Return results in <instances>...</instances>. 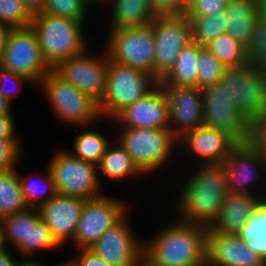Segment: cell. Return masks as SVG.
Returning a JSON list of instances; mask_svg holds the SVG:
<instances>
[{"mask_svg":"<svg viewBox=\"0 0 266 266\" xmlns=\"http://www.w3.org/2000/svg\"><path fill=\"white\" fill-rule=\"evenodd\" d=\"M190 0H149V7L155 17L185 15Z\"/></svg>","mask_w":266,"mask_h":266,"instance_id":"cell-41","label":"cell"},{"mask_svg":"<svg viewBox=\"0 0 266 266\" xmlns=\"http://www.w3.org/2000/svg\"><path fill=\"white\" fill-rule=\"evenodd\" d=\"M84 199L55 194L38 210L53 237L62 246L72 242L85 204Z\"/></svg>","mask_w":266,"mask_h":266,"instance_id":"cell-20","label":"cell"},{"mask_svg":"<svg viewBox=\"0 0 266 266\" xmlns=\"http://www.w3.org/2000/svg\"><path fill=\"white\" fill-rule=\"evenodd\" d=\"M169 100L158 84L150 93L122 109L112 121L122 128L169 129Z\"/></svg>","mask_w":266,"mask_h":266,"instance_id":"cell-17","label":"cell"},{"mask_svg":"<svg viewBox=\"0 0 266 266\" xmlns=\"http://www.w3.org/2000/svg\"><path fill=\"white\" fill-rule=\"evenodd\" d=\"M73 143L72 155L95 164L99 163L110 145L109 139L100 131L87 129L78 133Z\"/></svg>","mask_w":266,"mask_h":266,"instance_id":"cell-32","label":"cell"},{"mask_svg":"<svg viewBox=\"0 0 266 266\" xmlns=\"http://www.w3.org/2000/svg\"><path fill=\"white\" fill-rule=\"evenodd\" d=\"M77 255L66 260L68 266H112L89 249H77Z\"/></svg>","mask_w":266,"mask_h":266,"instance_id":"cell-44","label":"cell"},{"mask_svg":"<svg viewBox=\"0 0 266 266\" xmlns=\"http://www.w3.org/2000/svg\"><path fill=\"white\" fill-rule=\"evenodd\" d=\"M38 208L28 209L2 218L7 244L17 249L22 243H28L29 220L38 212Z\"/></svg>","mask_w":266,"mask_h":266,"instance_id":"cell-34","label":"cell"},{"mask_svg":"<svg viewBox=\"0 0 266 266\" xmlns=\"http://www.w3.org/2000/svg\"><path fill=\"white\" fill-rule=\"evenodd\" d=\"M238 236L266 262V199L257 205Z\"/></svg>","mask_w":266,"mask_h":266,"instance_id":"cell-28","label":"cell"},{"mask_svg":"<svg viewBox=\"0 0 266 266\" xmlns=\"http://www.w3.org/2000/svg\"><path fill=\"white\" fill-rule=\"evenodd\" d=\"M169 100V129L179 138L203 125V90L198 87L162 86Z\"/></svg>","mask_w":266,"mask_h":266,"instance_id":"cell-19","label":"cell"},{"mask_svg":"<svg viewBox=\"0 0 266 266\" xmlns=\"http://www.w3.org/2000/svg\"><path fill=\"white\" fill-rule=\"evenodd\" d=\"M155 38L153 76L160 82L172 69L180 52L192 42L186 15L156 17L152 21Z\"/></svg>","mask_w":266,"mask_h":266,"instance_id":"cell-10","label":"cell"},{"mask_svg":"<svg viewBox=\"0 0 266 266\" xmlns=\"http://www.w3.org/2000/svg\"><path fill=\"white\" fill-rule=\"evenodd\" d=\"M196 167L191 176L184 178L174 205L178 213L175 219L208 227L229 192L226 175L221 164H198Z\"/></svg>","mask_w":266,"mask_h":266,"instance_id":"cell-2","label":"cell"},{"mask_svg":"<svg viewBox=\"0 0 266 266\" xmlns=\"http://www.w3.org/2000/svg\"><path fill=\"white\" fill-rule=\"evenodd\" d=\"M38 86L56 118L64 124L91 127L102 118L95 100L59 78L52 70Z\"/></svg>","mask_w":266,"mask_h":266,"instance_id":"cell-6","label":"cell"},{"mask_svg":"<svg viewBox=\"0 0 266 266\" xmlns=\"http://www.w3.org/2000/svg\"><path fill=\"white\" fill-rule=\"evenodd\" d=\"M0 67L28 77L38 85L52 70L44 61L37 36L31 27L13 28Z\"/></svg>","mask_w":266,"mask_h":266,"instance_id":"cell-11","label":"cell"},{"mask_svg":"<svg viewBox=\"0 0 266 266\" xmlns=\"http://www.w3.org/2000/svg\"><path fill=\"white\" fill-rule=\"evenodd\" d=\"M207 232L176 219L144 241L143 256L155 266H207Z\"/></svg>","mask_w":266,"mask_h":266,"instance_id":"cell-1","label":"cell"},{"mask_svg":"<svg viewBox=\"0 0 266 266\" xmlns=\"http://www.w3.org/2000/svg\"><path fill=\"white\" fill-rule=\"evenodd\" d=\"M117 143L145 175L161 169L178 148V138L170 129L120 128ZM176 146V147H175ZM175 149V150H174Z\"/></svg>","mask_w":266,"mask_h":266,"instance_id":"cell-4","label":"cell"},{"mask_svg":"<svg viewBox=\"0 0 266 266\" xmlns=\"http://www.w3.org/2000/svg\"><path fill=\"white\" fill-rule=\"evenodd\" d=\"M33 15L22 0H0V21L12 28L30 27Z\"/></svg>","mask_w":266,"mask_h":266,"instance_id":"cell-38","label":"cell"},{"mask_svg":"<svg viewBox=\"0 0 266 266\" xmlns=\"http://www.w3.org/2000/svg\"><path fill=\"white\" fill-rule=\"evenodd\" d=\"M128 217L127 213L88 248L112 266H133L143 256L144 241L133 232Z\"/></svg>","mask_w":266,"mask_h":266,"instance_id":"cell-16","label":"cell"},{"mask_svg":"<svg viewBox=\"0 0 266 266\" xmlns=\"http://www.w3.org/2000/svg\"><path fill=\"white\" fill-rule=\"evenodd\" d=\"M202 90L203 124L227 132L238 143L248 142L251 122L234 105L220 85L213 84Z\"/></svg>","mask_w":266,"mask_h":266,"instance_id":"cell-15","label":"cell"},{"mask_svg":"<svg viewBox=\"0 0 266 266\" xmlns=\"http://www.w3.org/2000/svg\"><path fill=\"white\" fill-rule=\"evenodd\" d=\"M16 168L0 172V219L29 208Z\"/></svg>","mask_w":266,"mask_h":266,"instance_id":"cell-27","label":"cell"},{"mask_svg":"<svg viewBox=\"0 0 266 266\" xmlns=\"http://www.w3.org/2000/svg\"><path fill=\"white\" fill-rule=\"evenodd\" d=\"M27 82L31 85H35L28 77L0 67V95L7 99L11 104L13 103L12 100L14 99V96H17L16 94H18V92L15 91L19 89L18 87H21L22 83L25 84ZM12 85H14L15 89H12Z\"/></svg>","mask_w":266,"mask_h":266,"instance_id":"cell-40","label":"cell"},{"mask_svg":"<svg viewBox=\"0 0 266 266\" xmlns=\"http://www.w3.org/2000/svg\"><path fill=\"white\" fill-rule=\"evenodd\" d=\"M13 115L12 104L0 95V116Z\"/></svg>","mask_w":266,"mask_h":266,"instance_id":"cell-49","label":"cell"},{"mask_svg":"<svg viewBox=\"0 0 266 266\" xmlns=\"http://www.w3.org/2000/svg\"><path fill=\"white\" fill-rule=\"evenodd\" d=\"M97 166L98 175L101 174L107 180L119 181L129 176L134 178V176L144 175L117 142L113 147L111 144L107 147Z\"/></svg>","mask_w":266,"mask_h":266,"instance_id":"cell-26","label":"cell"},{"mask_svg":"<svg viewBox=\"0 0 266 266\" xmlns=\"http://www.w3.org/2000/svg\"><path fill=\"white\" fill-rule=\"evenodd\" d=\"M207 266H266L238 235L207 232Z\"/></svg>","mask_w":266,"mask_h":266,"instance_id":"cell-21","label":"cell"},{"mask_svg":"<svg viewBox=\"0 0 266 266\" xmlns=\"http://www.w3.org/2000/svg\"><path fill=\"white\" fill-rule=\"evenodd\" d=\"M206 47L227 68L248 65L247 47L227 32L218 35Z\"/></svg>","mask_w":266,"mask_h":266,"instance_id":"cell-29","label":"cell"},{"mask_svg":"<svg viewBox=\"0 0 266 266\" xmlns=\"http://www.w3.org/2000/svg\"><path fill=\"white\" fill-rule=\"evenodd\" d=\"M22 2L32 15L43 12L45 0H22Z\"/></svg>","mask_w":266,"mask_h":266,"instance_id":"cell-47","label":"cell"},{"mask_svg":"<svg viewBox=\"0 0 266 266\" xmlns=\"http://www.w3.org/2000/svg\"><path fill=\"white\" fill-rule=\"evenodd\" d=\"M248 142L266 160V116L251 121Z\"/></svg>","mask_w":266,"mask_h":266,"instance_id":"cell-43","label":"cell"},{"mask_svg":"<svg viewBox=\"0 0 266 266\" xmlns=\"http://www.w3.org/2000/svg\"><path fill=\"white\" fill-rule=\"evenodd\" d=\"M46 168V175L44 176L38 172L36 176L31 174L25 178L19 175L24 198L29 207L39 208L56 194L55 183L51 171L48 167ZM34 178L36 179L35 181ZM38 183L43 184L42 191H40L41 189Z\"/></svg>","mask_w":266,"mask_h":266,"instance_id":"cell-33","label":"cell"},{"mask_svg":"<svg viewBox=\"0 0 266 266\" xmlns=\"http://www.w3.org/2000/svg\"><path fill=\"white\" fill-rule=\"evenodd\" d=\"M108 35L103 48L110 61L153 76L155 38L152 22L136 28L109 30Z\"/></svg>","mask_w":266,"mask_h":266,"instance_id":"cell-9","label":"cell"},{"mask_svg":"<svg viewBox=\"0 0 266 266\" xmlns=\"http://www.w3.org/2000/svg\"><path fill=\"white\" fill-rule=\"evenodd\" d=\"M85 25L69 17L44 12L33 15L30 27L37 36L42 57L51 69L62 60L79 56L91 48Z\"/></svg>","mask_w":266,"mask_h":266,"instance_id":"cell-3","label":"cell"},{"mask_svg":"<svg viewBox=\"0 0 266 266\" xmlns=\"http://www.w3.org/2000/svg\"><path fill=\"white\" fill-rule=\"evenodd\" d=\"M12 30L13 28L10 25L0 21V62L5 52L9 33Z\"/></svg>","mask_w":266,"mask_h":266,"instance_id":"cell-46","label":"cell"},{"mask_svg":"<svg viewBox=\"0 0 266 266\" xmlns=\"http://www.w3.org/2000/svg\"><path fill=\"white\" fill-rule=\"evenodd\" d=\"M15 266H44L43 264H41L40 262H35V261H30L28 258V261H26V259L24 261H18L16 262ZM46 266V265H45Z\"/></svg>","mask_w":266,"mask_h":266,"instance_id":"cell-51","label":"cell"},{"mask_svg":"<svg viewBox=\"0 0 266 266\" xmlns=\"http://www.w3.org/2000/svg\"><path fill=\"white\" fill-rule=\"evenodd\" d=\"M229 0H190L186 16H208L224 12Z\"/></svg>","mask_w":266,"mask_h":266,"instance_id":"cell-42","label":"cell"},{"mask_svg":"<svg viewBox=\"0 0 266 266\" xmlns=\"http://www.w3.org/2000/svg\"><path fill=\"white\" fill-rule=\"evenodd\" d=\"M159 81L140 69L110 61L104 97L98 104L101 117L113 119L126 106L150 93Z\"/></svg>","mask_w":266,"mask_h":266,"instance_id":"cell-5","label":"cell"},{"mask_svg":"<svg viewBox=\"0 0 266 266\" xmlns=\"http://www.w3.org/2000/svg\"><path fill=\"white\" fill-rule=\"evenodd\" d=\"M22 148L20 139H0V172L17 166Z\"/></svg>","mask_w":266,"mask_h":266,"instance_id":"cell-39","label":"cell"},{"mask_svg":"<svg viewBox=\"0 0 266 266\" xmlns=\"http://www.w3.org/2000/svg\"><path fill=\"white\" fill-rule=\"evenodd\" d=\"M54 153L47 167L54 179L57 194L84 200L104 195L97 164L81 160L68 150L60 149Z\"/></svg>","mask_w":266,"mask_h":266,"instance_id":"cell-7","label":"cell"},{"mask_svg":"<svg viewBox=\"0 0 266 266\" xmlns=\"http://www.w3.org/2000/svg\"><path fill=\"white\" fill-rule=\"evenodd\" d=\"M266 9V0H229L227 33L249 46L254 33L255 23L260 14Z\"/></svg>","mask_w":266,"mask_h":266,"instance_id":"cell-23","label":"cell"},{"mask_svg":"<svg viewBox=\"0 0 266 266\" xmlns=\"http://www.w3.org/2000/svg\"><path fill=\"white\" fill-rule=\"evenodd\" d=\"M187 18L190 21L192 42L201 46L227 32L229 26L226 11L208 16H187Z\"/></svg>","mask_w":266,"mask_h":266,"instance_id":"cell-31","label":"cell"},{"mask_svg":"<svg viewBox=\"0 0 266 266\" xmlns=\"http://www.w3.org/2000/svg\"><path fill=\"white\" fill-rule=\"evenodd\" d=\"M200 45L191 42L178 55L174 66L159 82L161 86L197 87Z\"/></svg>","mask_w":266,"mask_h":266,"instance_id":"cell-25","label":"cell"},{"mask_svg":"<svg viewBox=\"0 0 266 266\" xmlns=\"http://www.w3.org/2000/svg\"><path fill=\"white\" fill-rule=\"evenodd\" d=\"M39 211L29 220L28 243H22L16 250L24 257H31L43 250L60 248Z\"/></svg>","mask_w":266,"mask_h":266,"instance_id":"cell-30","label":"cell"},{"mask_svg":"<svg viewBox=\"0 0 266 266\" xmlns=\"http://www.w3.org/2000/svg\"><path fill=\"white\" fill-rule=\"evenodd\" d=\"M237 144L227 132L204 124L178 138V147L198 158L199 165L221 164Z\"/></svg>","mask_w":266,"mask_h":266,"instance_id":"cell-18","label":"cell"},{"mask_svg":"<svg viewBox=\"0 0 266 266\" xmlns=\"http://www.w3.org/2000/svg\"><path fill=\"white\" fill-rule=\"evenodd\" d=\"M248 65L266 72V9L258 17L247 47Z\"/></svg>","mask_w":266,"mask_h":266,"instance_id":"cell-37","label":"cell"},{"mask_svg":"<svg viewBox=\"0 0 266 266\" xmlns=\"http://www.w3.org/2000/svg\"><path fill=\"white\" fill-rule=\"evenodd\" d=\"M7 242L5 239V234H4V227H3V223L2 220L0 219V253L8 250L7 248Z\"/></svg>","mask_w":266,"mask_h":266,"instance_id":"cell-50","label":"cell"},{"mask_svg":"<svg viewBox=\"0 0 266 266\" xmlns=\"http://www.w3.org/2000/svg\"><path fill=\"white\" fill-rule=\"evenodd\" d=\"M128 212V206L124 201L110 196L102 195L86 200L73 237V244L78 249H88Z\"/></svg>","mask_w":266,"mask_h":266,"instance_id":"cell-13","label":"cell"},{"mask_svg":"<svg viewBox=\"0 0 266 266\" xmlns=\"http://www.w3.org/2000/svg\"><path fill=\"white\" fill-rule=\"evenodd\" d=\"M88 50L62 60L52 71L99 104L105 94L108 55L104 49L99 56L91 55Z\"/></svg>","mask_w":266,"mask_h":266,"instance_id":"cell-12","label":"cell"},{"mask_svg":"<svg viewBox=\"0 0 266 266\" xmlns=\"http://www.w3.org/2000/svg\"><path fill=\"white\" fill-rule=\"evenodd\" d=\"M16 258L9 250L0 253V266H15Z\"/></svg>","mask_w":266,"mask_h":266,"instance_id":"cell-48","label":"cell"},{"mask_svg":"<svg viewBox=\"0 0 266 266\" xmlns=\"http://www.w3.org/2000/svg\"><path fill=\"white\" fill-rule=\"evenodd\" d=\"M96 4L98 3H100V4H102L101 2H103V1H105V0H93Z\"/></svg>","mask_w":266,"mask_h":266,"instance_id":"cell-53","label":"cell"},{"mask_svg":"<svg viewBox=\"0 0 266 266\" xmlns=\"http://www.w3.org/2000/svg\"><path fill=\"white\" fill-rule=\"evenodd\" d=\"M109 1L113 9L110 30L136 28L151 23L156 18L150 10L149 0Z\"/></svg>","mask_w":266,"mask_h":266,"instance_id":"cell-24","label":"cell"},{"mask_svg":"<svg viewBox=\"0 0 266 266\" xmlns=\"http://www.w3.org/2000/svg\"><path fill=\"white\" fill-rule=\"evenodd\" d=\"M13 115L0 116V139H19Z\"/></svg>","mask_w":266,"mask_h":266,"instance_id":"cell-45","label":"cell"},{"mask_svg":"<svg viewBox=\"0 0 266 266\" xmlns=\"http://www.w3.org/2000/svg\"><path fill=\"white\" fill-rule=\"evenodd\" d=\"M92 5H96L93 0H45L43 12L86 23Z\"/></svg>","mask_w":266,"mask_h":266,"instance_id":"cell-35","label":"cell"},{"mask_svg":"<svg viewBox=\"0 0 266 266\" xmlns=\"http://www.w3.org/2000/svg\"><path fill=\"white\" fill-rule=\"evenodd\" d=\"M56 266H68L66 263H62V264H59V265H56Z\"/></svg>","mask_w":266,"mask_h":266,"instance_id":"cell-54","label":"cell"},{"mask_svg":"<svg viewBox=\"0 0 266 266\" xmlns=\"http://www.w3.org/2000/svg\"><path fill=\"white\" fill-rule=\"evenodd\" d=\"M221 166L225 171L229 192L247 193L266 199V187L264 190V186H257V180L261 181L257 178H262L259 175L264 169L266 174V160L249 142L238 143Z\"/></svg>","mask_w":266,"mask_h":266,"instance_id":"cell-14","label":"cell"},{"mask_svg":"<svg viewBox=\"0 0 266 266\" xmlns=\"http://www.w3.org/2000/svg\"><path fill=\"white\" fill-rule=\"evenodd\" d=\"M262 200L258 196L247 193L228 192L217 217L208 226V232L238 235Z\"/></svg>","mask_w":266,"mask_h":266,"instance_id":"cell-22","label":"cell"},{"mask_svg":"<svg viewBox=\"0 0 266 266\" xmlns=\"http://www.w3.org/2000/svg\"><path fill=\"white\" fill-rule=\"evenodd\" d=\"M197 66V87L201 89L217 84L227 70L212 52L201 45Z\"/></svg>","mask_w":266,"mask_h":266,"instance_id":"cell-36","label":"cell"},{"mask_svg":"<svg viewBox=\"0 0 266 266\" xmlns=\"http://www.w3.org/2000/svg\"><path fill=\"white\" fill-rule=\"evenodd\" d=\"M133 266H155L145 256H142Z\"/></svg>","mask_w":266,"mask_h":266,"instance_id":"cell-52","label":"cell"},{"mask_svg":"<svg viewBox=\"0 0 266 266\" xmlns=\"http://www.w3.org/2000/svg\"><path fill=\"white\" fill-rule=\"evenodd\" d=\"M218 84L250 122L266 116V72L250 65L227 68Z\"/></svg>","mask_w":266,"mask_h":266,"instance_id":"cell-8","label":"cell"}]
</instances>
